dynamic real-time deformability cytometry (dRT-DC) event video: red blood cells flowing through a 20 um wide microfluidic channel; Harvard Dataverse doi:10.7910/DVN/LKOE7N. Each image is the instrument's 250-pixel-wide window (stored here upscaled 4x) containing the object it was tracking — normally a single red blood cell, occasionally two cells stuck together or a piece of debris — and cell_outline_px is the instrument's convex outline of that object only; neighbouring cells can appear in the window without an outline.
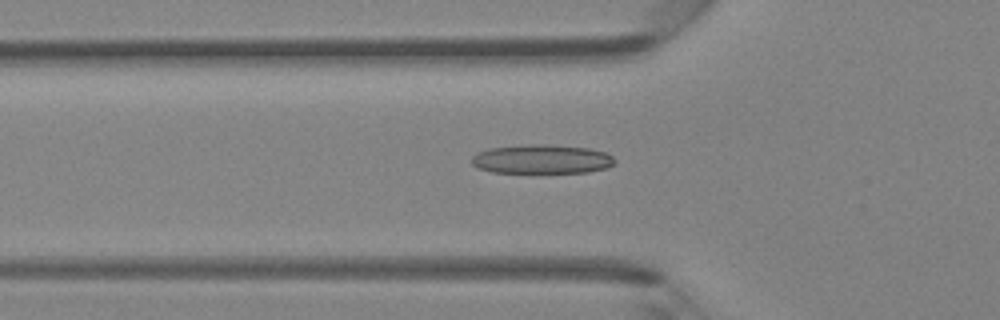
{"species": "Egyptian fruit bat (a non-hibernating species)", "species_latin": "Rousettus aegyptiacus", "temperature_condition": "room temperature", "stored_images_in_passage": 46, "camera_frame_rate_fps": 3000, "um_per_image_px": 0.085, "animal": {"sex": "female"}, "frame": {"image": 1, "passage_image": 16, "time_ms": 5.0, "image_size_px": [1000, 320], "cell_outline_px": [[616, 160], [608, 168], [588, 172], [492, 172], [476, 168], [472, 164], [472, 156], [476, 152], [488, 148], [528, 144], [548, 144], [588, 148], [608, 152]], "centroid_in_image_um": [46.04, 13.52], "position_along_channel_um": 79.8, "area_um2": 24.45}}
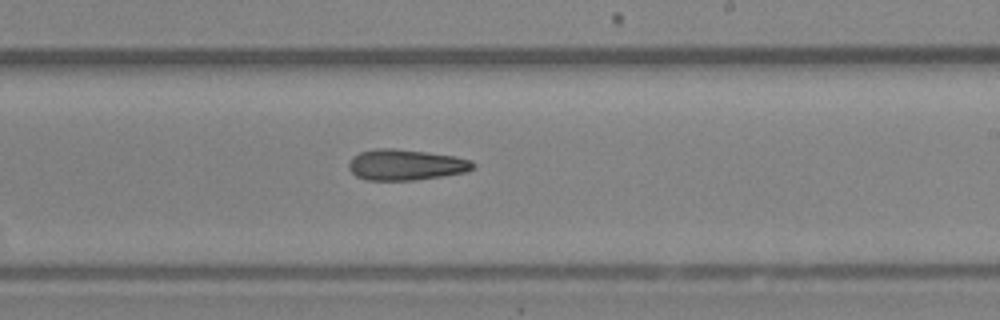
{"frame": {"image": 2, "passage_image": 28, "time_ms": 9.0, "image_size_px": [1000, 320], "cell_outline_px": [[476, 168], [468, 172], [444, 176], [416, 180], [368, 180], [356, 176], [348, 168], [348, 164], [352, 156], [360, 152], [376, 148], [396, 148], [428, 152], [456, 156], [472, 160], [476, 164]], "centroid_in_image_um": [34.54, 14.0], "position_along_channel_um": 254.5, "area_um2": 22.77}}
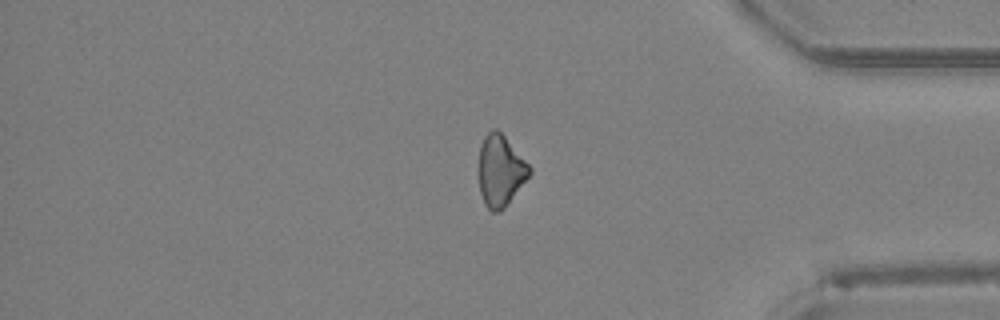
{"frame": {"image": 3, "passage_image": 39, "time_ms": 12.667, "image_size_px": [1000, 320], "cell_outline_px": [[532, 172], [504, 208], [500, 212], [492, 212], [484, 204], [480, 192], [476, 172], [480, 144], [484, 136], [492, 128], [496, 128], [504, 136], [532, 168]], "centroid_in_image_um": [42.48, 14.51], "position_along_channel_um": 392.7, "area_um2": 21.44}, "authors_computed_cell_mechanics": {"area_um2": 22.6865, "velocity_mm_per_s": 4.38, "shape_relaxation_time_tau1_ms": 6.6387, "shape_relaxation_time_tau2_ms": 8.3789, "deformation_change_tau1": 0.1329, "deformation_change_tau2": 0.2267}}